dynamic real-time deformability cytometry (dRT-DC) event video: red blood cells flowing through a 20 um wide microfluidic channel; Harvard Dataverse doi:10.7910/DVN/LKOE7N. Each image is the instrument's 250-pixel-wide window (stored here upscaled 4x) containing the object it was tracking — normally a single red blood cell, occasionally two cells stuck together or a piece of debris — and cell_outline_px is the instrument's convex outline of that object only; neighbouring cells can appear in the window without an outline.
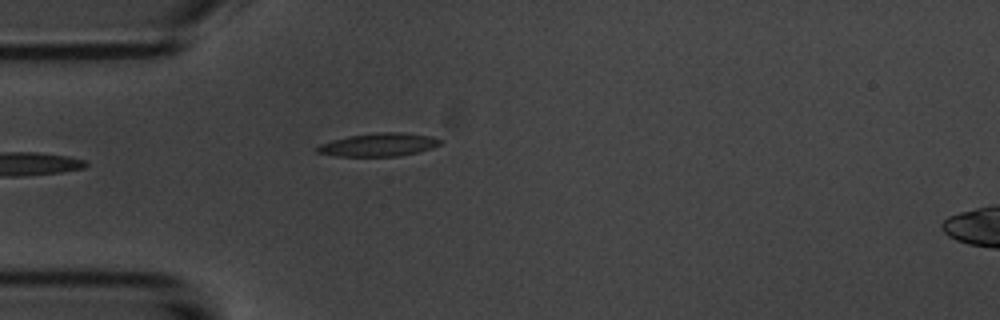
{"species": "common noctule bat (a hibernating species)", "species_latin": "Nyctalus noctula", "temperature_condition": "room temperature", "stored_images_in_passage": 6, "camera_frame_rate_fps": 3000, "um_per_image_px": 0.085, "animal": {"sex": "male", "body_mass_g": 20.1, "forearm_length_mm": 53.5}, "frame": {"image": 1, "passage_image": 6, "time_ms": 5.667, "image_size_px": [1000, 320], "cell_outline_px": [[444, 140], [440, 144], [432, 148], [420, 152], [400, 156], [332, 156], [316, 152], [316, 148], [320, 144], [332, 140], [348, 136], [376, 132], [400, 132], [432, 136]], "centroid_in_image_um": [32.21, 12.3], "position_along_channel_um": 52.8, "area_um2": 16.82}}